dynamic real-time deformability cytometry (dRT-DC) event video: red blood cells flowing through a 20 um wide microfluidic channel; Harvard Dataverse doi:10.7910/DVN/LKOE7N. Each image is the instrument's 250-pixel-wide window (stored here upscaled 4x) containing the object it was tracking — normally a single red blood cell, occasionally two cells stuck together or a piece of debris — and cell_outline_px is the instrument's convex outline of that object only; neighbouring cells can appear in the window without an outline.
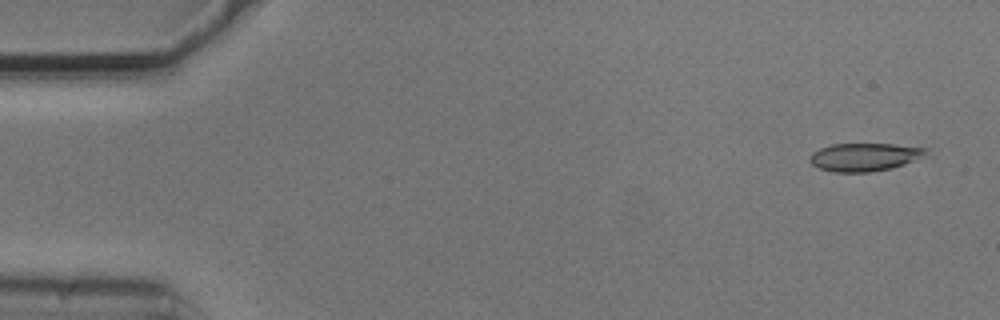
{"species": "common noctule bat (a hibernating species)", "species_latin": "Nyctalus noctula", "temperature_condition": "cold", "stored_images_in_passage": 4, "camera_frame_rate_fps": 3000, "um_per_image_px": 0.085, "animal": {"sex": "male", "body_mass_g": 20.5, "forearm_length_mm": 52.5}, "frame": {"image": 1, "passage_image": 1, "time_ms": 0.0, "image_size_px": [1000, 320], "cell_outline_px": [[928, 156], [892, 168], [868, 172], [832, 172], [820, 168], [812, 164], [808, 160], [808, 156], [812, 152], [820, 148], [832, 144], [892, 144], [928, 148]], "centroid_in_image_um": [73.5, 13.34], "position_along_channel_um": 11.5, "area_um2": 19.19}}
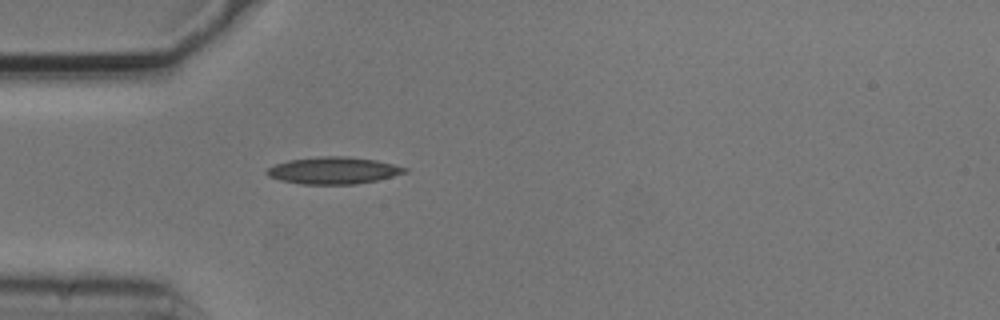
{"frame": {"image": 2, "passage_image": 4, "time_ms": 1.0, "image_size_px": [1000, 320], "cell_outline_px": [[408, 172], [376, 180], [356, 184], [300, 184], [280, 180], [268, 176], [264, 172], [268, 168], [276, 164], [288, 160], [320, 156], [348, 156], [376, 160], [408, 168]], "centroid_in_image_um": [28.32, 14.49], "position_along_channel_um": 56.7, "area_um2": 21.68}}